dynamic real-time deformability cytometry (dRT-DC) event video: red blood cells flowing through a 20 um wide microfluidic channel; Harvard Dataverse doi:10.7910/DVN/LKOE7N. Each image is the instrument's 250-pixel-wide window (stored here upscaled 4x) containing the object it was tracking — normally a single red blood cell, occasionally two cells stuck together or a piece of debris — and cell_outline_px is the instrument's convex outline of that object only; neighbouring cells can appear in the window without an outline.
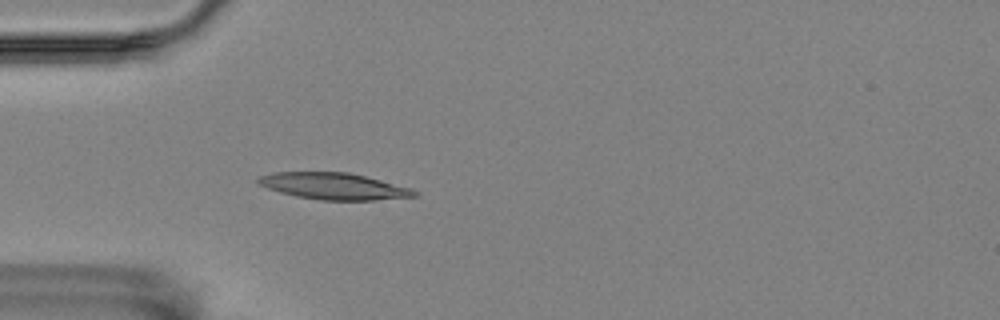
{"species": "Egyptian fruit bat (a non-hibernating species)", "species_latin": "Rousettus aegyptiacus", "temperature_condition": "room temperature", "stored_images_in_passage": 56, "camera_frame_rate_fps": 3000, "um_per_image_px": 0.085, "animal": {"sex": "female"}, "frame": {"image": 1, "passage_image": 16, "time_ms": 5.0, "image_size_px": [1000, 320], "cell_outline_px": [[420, 196], [376, 200], [320, 200], [296, 196], [280, 192], [268, 188], [260, 184], [256, 180], [260, 176], [272, 172], [348, 172], [412, 188], [420, 192]], "centroid_in_image_um": [28.42, 15.83], "position_along_channel_um": 56.6, "area_um2": 24.22}}
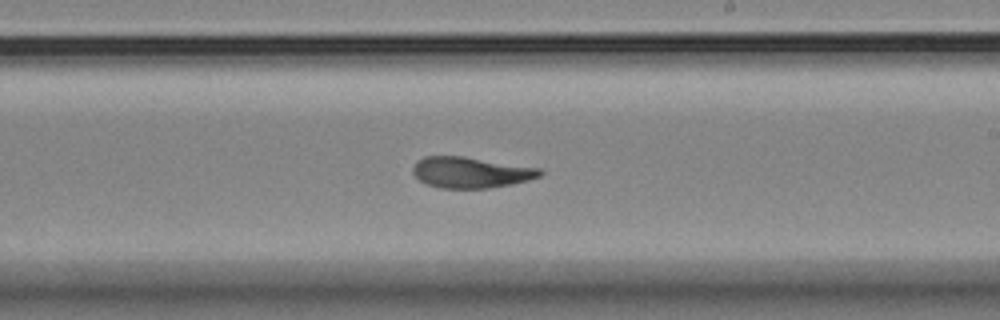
{"frame": {"image": 2, "passage_image": 33, "time_ms": 10.667, "image_size_px": [1000, 320], "cell_outline_px": [[544, 172], [540, 176], [528, 180], [512, 184], [488, 188], [440, 188], [428, 184], [420, 180], [412, 172], [412, 168], [416, 160], [424, 156], [464, 156], [540, 168]], "centroid_in_image_um": [40.01, 14.64], "position_along_channel_um": 249.0, "area_um2": 22.95}}
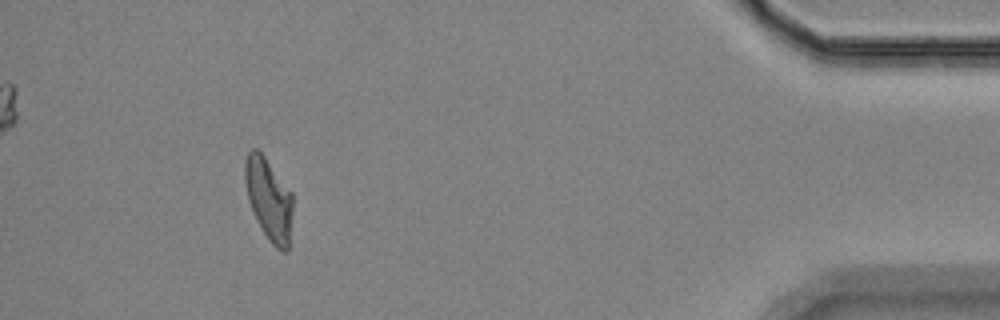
{"frame": {"image": 3, "passage_image": 52, "time_ms": 17.0, "image_size_px": [1000, 320], "cell_outline_px": [[292, 212], [288, 252], [284, 252], [276, 248], [268, 240], [256, 220], [248, 200], [244, 180], [244, 164], [248, 152], [252, 148], [256, 148], [264, 156], [292, 192]], "centroid_in_image_um": [22.84, 16.94], "position_along_channel_um": 412.4, "area_um2": 22.95}, "authors_computed_cell_mechanics": {"area_um2": 23.0044, "velocity_mm_per_s": 3.4768, "shape_relaxation_time_tau1_ms": null, "shape_relaxation_time_tau2_ms": 1.6969, "deformation_change_tau1": null, "deformation_change_tau2": 0.0879}}